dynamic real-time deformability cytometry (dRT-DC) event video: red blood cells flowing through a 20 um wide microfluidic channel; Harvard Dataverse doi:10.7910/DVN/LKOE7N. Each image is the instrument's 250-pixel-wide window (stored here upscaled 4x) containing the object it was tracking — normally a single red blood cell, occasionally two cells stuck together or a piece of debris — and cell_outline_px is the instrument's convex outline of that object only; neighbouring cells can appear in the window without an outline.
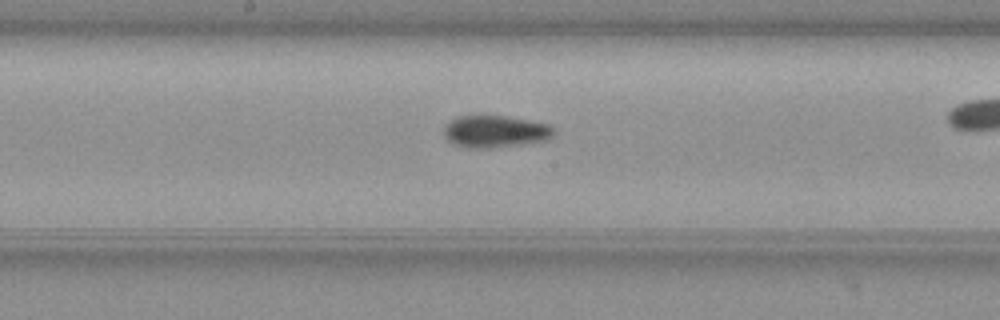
{"species": "common noctule bat (a hibernating species)", "species_latin": "Nyctalus noctula", "temperature_condition": "warm", "stored_images_in_passage": 33, "camera_frame_rate_fps": 3000, "um_per_image_px": 0.085, "animal": {"sex": "female", "body_mass_g": 19.3, "forearm_length_mm": 54.1}, "frame": {"image": 1, "passage_image": 19, "time_ms": 6.0, "image_size_px": [1000, 320], "cell_outline_px": [[552, 132], [548, 136], [540, 140], [488, 148], [468, 148], [452, 144], [444, 136], [444, 128], [452, 120], [460, 116], [504, 116], [548, 124], [552, 128]], "centroid_in_image_um": [41.97, 11.17], "position_along_channel_um": 206.2, "area_um2": 19.65}}